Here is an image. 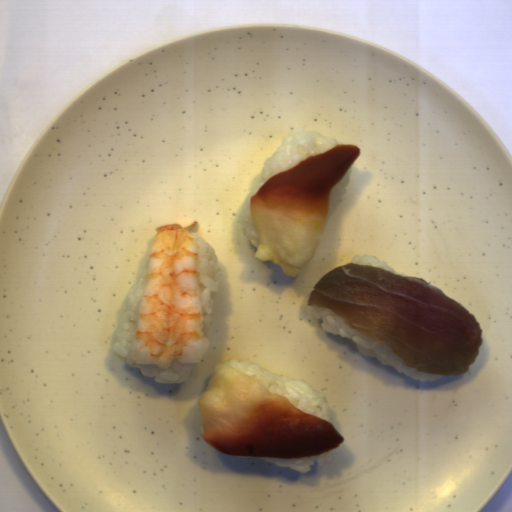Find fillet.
<instances>
[{
  "label": "fillet",
  "mask_w": 512,
  "mask_h": 512,
  "mask_svg": "<svg viewBox=\"0 0 512 512\" xmlns=\"http://www.w3.org/2000/svg\"><path fill=\"white\" fill-rule=\"evenodd\" d=\"M376 339L425 374H467L484 344L477 318L421 277L347 263L324 274L306 302Z\"/></svg>",
  "instance_id": "obj_1"
},
{
  "label": "fillet",
  "mask_w": 512,
  "mask_h": 512,
  "mask_svg": "<svg viewBox=\"0 0 512 512\" xmlns=\"http://www.w3.org/2000/svg\"><path fill=\"white\" fill-rule=\"evenodd\" d=\"M205 442L228 456L276 459L319 457L344 441L328 420L271 393L255 375L218 362L198 397Z\"/></svg>",
  "instance_id": "obj_2"
},
{
  "label": "fillet",
  "mask_w": 512,
  "mask_h": 512,
  "mask_svg": "<svg viewBox=\"0 0 512 512\" xmlns=\"http://www.w3.org/2000/svg\"><path fill=\"white\" fill-rule=\"evenodd\" d=\"M353 143L303 159L268 178L249 198V215L258 234L255 257L297 277L322 243L332 189L359 157Z\"/></svg>",
  "instance_id": "obj_3"
}]
</instances>
